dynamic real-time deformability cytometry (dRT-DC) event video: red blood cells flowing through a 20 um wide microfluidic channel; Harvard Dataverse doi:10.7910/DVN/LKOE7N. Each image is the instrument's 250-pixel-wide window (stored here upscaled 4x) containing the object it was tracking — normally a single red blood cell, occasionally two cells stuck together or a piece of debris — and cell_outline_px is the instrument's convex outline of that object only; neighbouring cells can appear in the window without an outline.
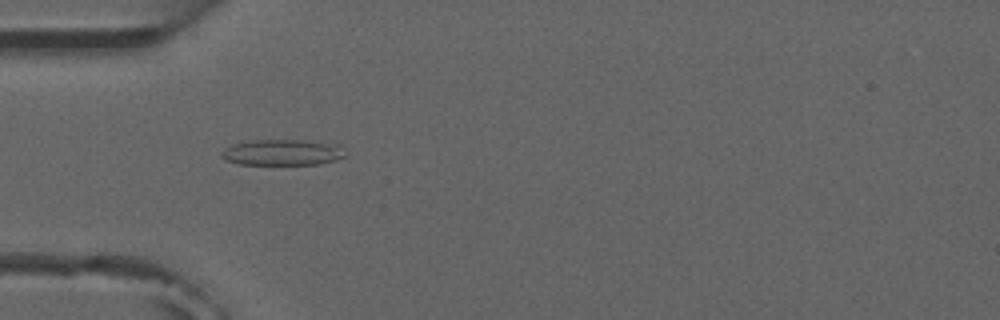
{"species": "common noctule bat (a hibernating species)", "species_latin": "Nyctalus noctula", "temperature_condition": "room temperature", "stored_images_in_passage": 7, "camera_frame_rate_fps": 3000, "um_per_image_px": 0.085, "animal": {"sex": "male", "forearm_length_mm": 52.5}, "frame": {"image": 1, "passage_image": 4, "time_ms": 3.667, "image_size_px": [1000, 320], "cell_outline_px": [[344, 156], [336, 160], [320, 164], [240, 164], [224, 160], [220, 156], [220, 152], [224, 148], [232, 144], [256, 140], [304, 140], [340, 144]], "centroid_in_image_um": [23.97, 12.95], "position_along_channel_um": 61.0, "area_um2": 18.73}}